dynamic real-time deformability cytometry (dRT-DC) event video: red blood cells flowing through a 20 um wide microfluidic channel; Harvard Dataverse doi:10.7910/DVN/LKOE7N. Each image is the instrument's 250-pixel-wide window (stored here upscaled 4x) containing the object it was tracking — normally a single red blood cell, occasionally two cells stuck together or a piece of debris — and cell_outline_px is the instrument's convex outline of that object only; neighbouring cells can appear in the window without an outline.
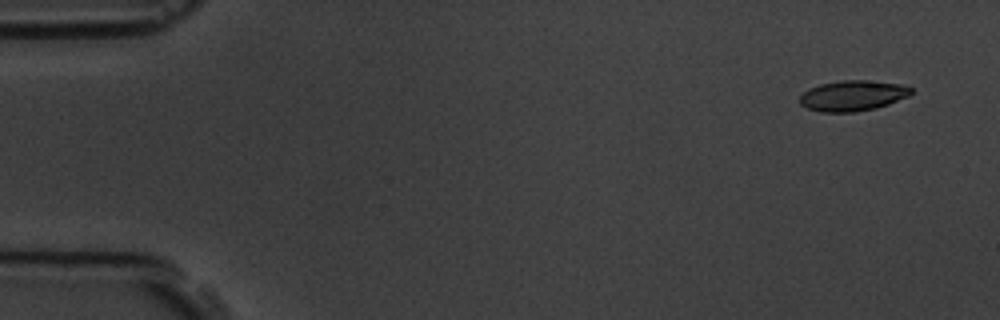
{"species": "common noctule bat (a hibernating species)", "species_latin": "Nyctalus noctula", "temperature_condition": "room temperature", "stored_images_in_passage": 6, "camera_frame_rate_fps": 3000, "um_per_image_px": 0.085, "animal": {"sex": "male", "body_mass_g": 19.5, "forearm_length_mm": 54.6}, "frame": {"image": 1, "passage_image": 1, "time_ms": 0.0, "image_size_px": [1000, 320], "cell_outline_px": [[912, 92], [908, 96], [888, 104], [876, 108], [856, 112], [820, 112], [808, 108], [800, 104], [800, 96], [808, 88], [820, 84], [844, 80], [864, 80], [904, 84], [912, 88]], "centroid_in_image_um": [72.48, 8.13], "position_along_channel_um": 12.5, "area_um2": 19.83}}
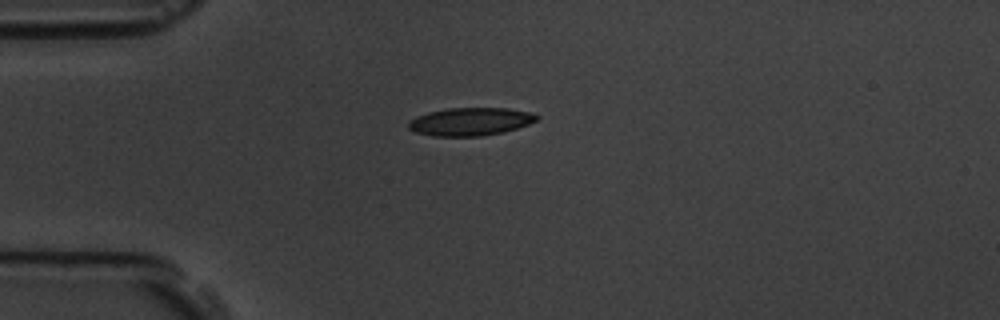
{"frame": {"image": 2, "passage_image": 4, "time_ms": 3.667, "image_size_px": [1000, 320], "cell_outline_px": [[540, 116], [536, 120], [528, 124], [504, 132], [480, 136], [432, 136], [416, 132], [408, 128], [408, 120], [416, 116], [428, 112], [448, 108], [508, 108], [532, 112]], "centroid_in_image_um": [39.97, 10.33], "position_along_channel_um": 45.0, "area_um2": 20.98}}
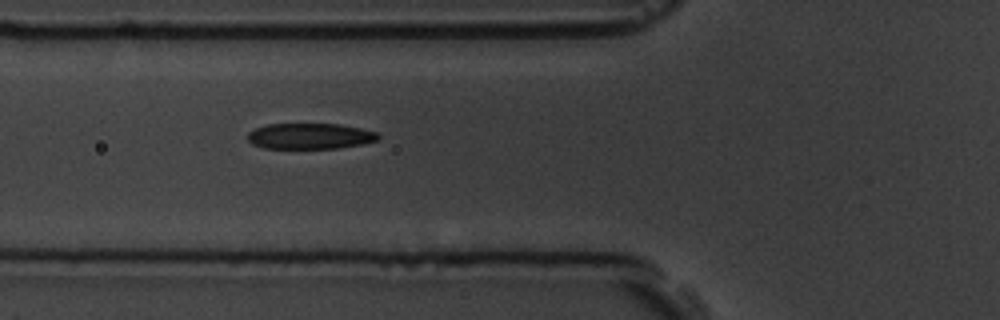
{"frame": {"image": 3, "passage_image": 6, "time_ms": 5.667, "image_size_px": [1000, 320], "cell_outline_px": [[380, 136], [376, 140], [360, 144], [336, 148], [264, 148], [252, 144], [248, 140], [248, 132], [256, 128], [268, 124], [340, 124], [360, 128], [376, 132]], "centroid_in_image_um": [26.32, 11.56], "position_along_channel_um": 99.5, "area_um2": 19.42}}